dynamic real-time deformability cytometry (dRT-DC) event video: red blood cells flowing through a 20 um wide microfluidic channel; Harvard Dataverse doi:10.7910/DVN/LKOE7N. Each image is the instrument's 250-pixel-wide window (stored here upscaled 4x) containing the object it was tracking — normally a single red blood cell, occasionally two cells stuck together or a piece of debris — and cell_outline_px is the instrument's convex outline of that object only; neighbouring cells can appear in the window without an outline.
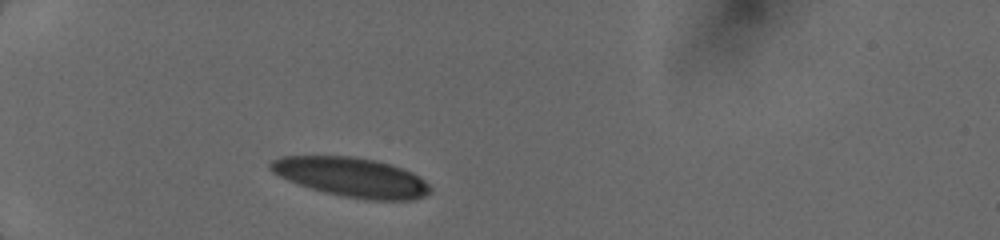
{"species": "human", "species_latin": "Homo sapiens", "temperature_condition": "cold", "stored_images_in_passage": 18, "camera_frame_rate_fps": 3000, "um_per_image_px": 0.085, "donor": {"sex": "female"}, "frame": {"image": 1, "passage_image": 1, "time_ms": 0.0, "image_size_px": [1000, 240], "cell_outline_px": [[432, 192], [416, 200], [368, 200], [340, 196], [324, 192], [288, 180], [272, 172], [268, 168], [268, 164], [272, 160], [280, 156], [356, 156], [376, 160], [392, 164], [412, 172], [424, 180], [432, 188]], "centroid_in_image_um": [29.91, 15.06], "position_along_channel_um": 55.1, "area_um2": 36.93}}
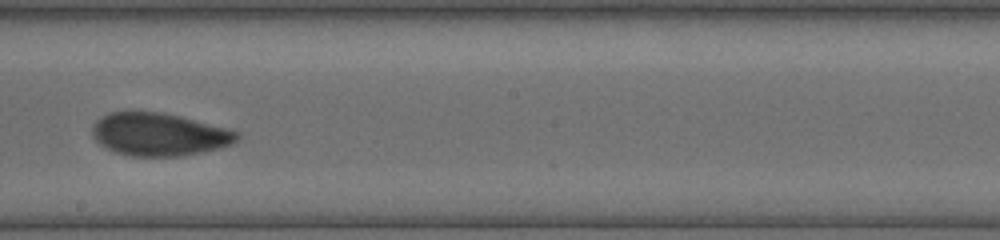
{"frame": {"image": 2, "passage_image": 10, "time_ms": 5.0, "image_size_px": [1000, 240], "cell_outline_px": [[240, 140], [232, 144], [220, 148], [204, 152], [184, 156], [128, 156], [116, 152], [100, 144], [92, 136], [92, 124], [100, 116], [108, 112], [160, 112], [180, 116], [228, 128], [240, 132]], "centroid_in_image_um": [13.55, 11.43], "position_along_channel_um": 234.6, "area_um2": 36.47}}
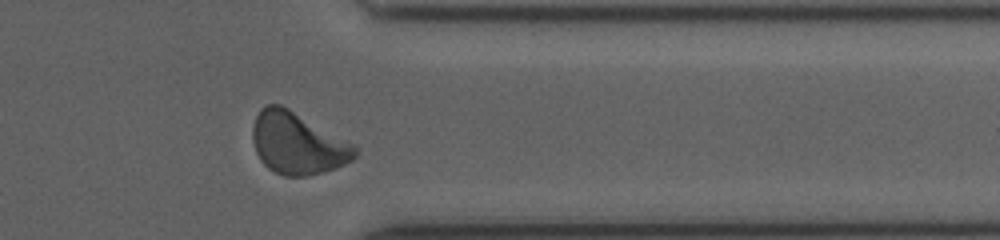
{"frame": {"image": 3, "passage_image": 17, "time_ms": 8.667, "image_size_px": [1000, 240], "cell_outline_px": [[356, 156], [352, 160], [344, 164], [308, 176], [284, 176], [268, 168], [260, 160], [256, 152], [252, 140], [252, 128], [256, 116], [260, 108], [264, 104], [280, 104], [288, 108], [356, 144]], "centroid_in_image_um": [25.27, 12.16], "position_along_channel_um": 386.1, "area_um2": 36.88}}